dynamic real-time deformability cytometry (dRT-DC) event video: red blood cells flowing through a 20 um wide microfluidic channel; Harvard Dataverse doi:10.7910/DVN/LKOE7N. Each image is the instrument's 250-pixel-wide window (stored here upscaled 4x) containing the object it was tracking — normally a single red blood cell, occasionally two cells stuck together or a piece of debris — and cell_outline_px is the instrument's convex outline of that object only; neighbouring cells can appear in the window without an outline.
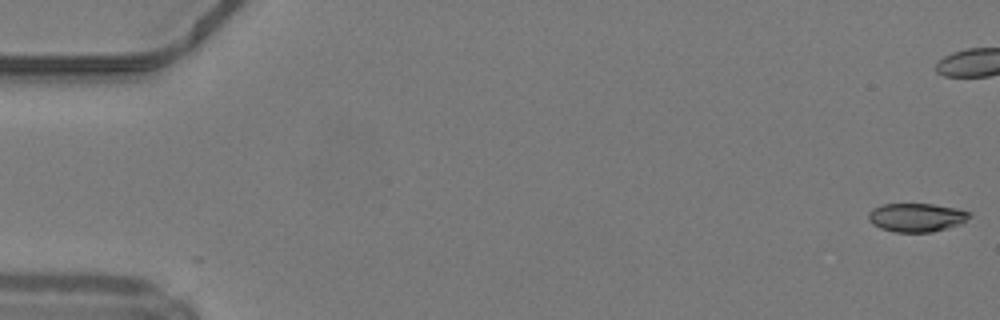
{"species": "common noctule bat (a hibernating species)", "species_latin": "Nyctalus noctula", "temperature_condition": "warm", "stored_images_in_passage": 13, "camera_frame_rate_fps": 3000, "um_per_image_px": 0.085, "animal": {"sex": "male", "body_mass_g": 19.2, "forearm_length_mm": 51.8}, "frame": {"image": 1, "passage_image": 1, "time_ms": 0.0, "image_size_px": [1000, 320], "cell_outline_px": [[972, 216], [960, 224], [948, 228], [932, 232], [896, 232], [880, 228], [872, 224], [868, 220], [868, 212], [872, 208], [880, 204], [932, 204], [956, 208], [972, 212]], "centroid_in_image_um": [77.9, 18.48], "position_along_channel_um": 7.1, "area_um2": 17.05}}